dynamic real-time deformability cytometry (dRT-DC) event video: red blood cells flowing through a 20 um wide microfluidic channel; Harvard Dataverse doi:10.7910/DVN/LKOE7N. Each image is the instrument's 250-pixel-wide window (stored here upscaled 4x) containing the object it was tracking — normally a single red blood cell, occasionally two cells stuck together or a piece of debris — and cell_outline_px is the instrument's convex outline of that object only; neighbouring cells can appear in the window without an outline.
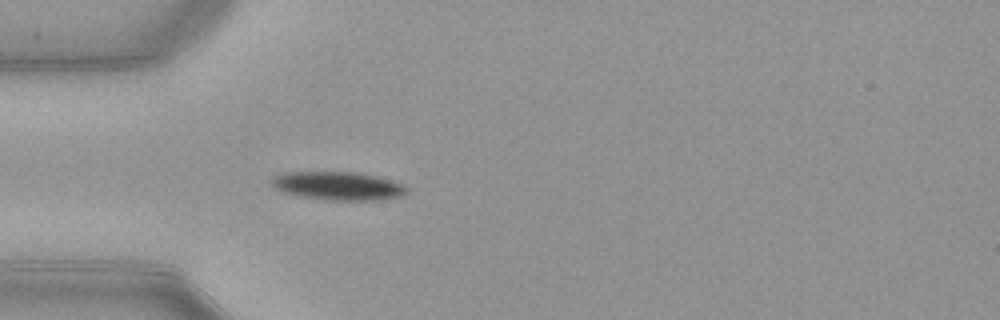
{"species": "common noctule bat (a hibernating species)", "species_latin": "Nyctalus noctula", "temperature_condition": "warm", "stored_images_in_passage": 38, "camera_frame_rate_fps": 3000, "um_per_image_px": 0.085, "animal": {"sex": "female", "body_mass_g": 21.9}, "frame": {"image": 1, "passage_image": 1, "time_ms": 0.0, "image_size_px": [1000, 320], "cell_outline_px": [[408, 192], [404, 196], [380, 200], [324, 200], [300, 196], [284, 192], [268, 184], [268, 180], [272, 176], [284, 172], [356, 172], [376, 176], [404, 184], [408, 188]], "centroid_in_image_um": [28.72, 15.8], "position_along_channel_um": 56.3, "area_um2": 22.72}}
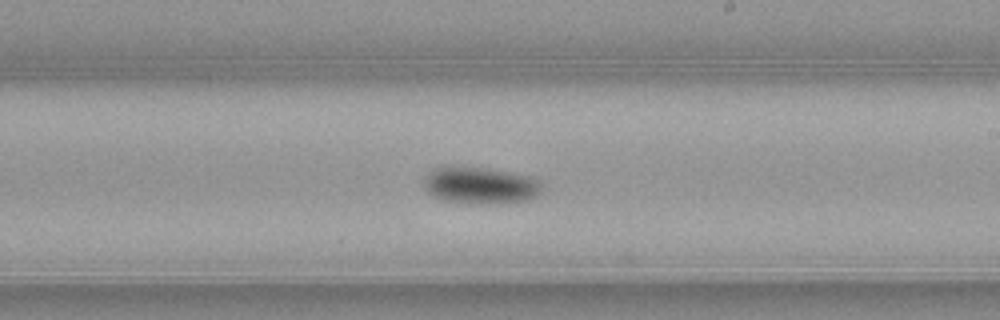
{"frame": {"image": 2, "passage_image": 16, "time_ms": 5.0, "image_size_px": [1000, 320], "cell_outline_px": [[540, 192], [536, 196], [524, 200], [484, 204], [468, 204], [440, 200], [432, 196], [428, 192], [424, 184], [424, 180], [428, 172], [436, 168], [484, 168], [508, 172], [528, 176], [536, 180], [540, 184]], "centroid_in_image_um": [40.77, 15.79], "position_along_channel_um": 248.2, "area_um2": 24.74}}
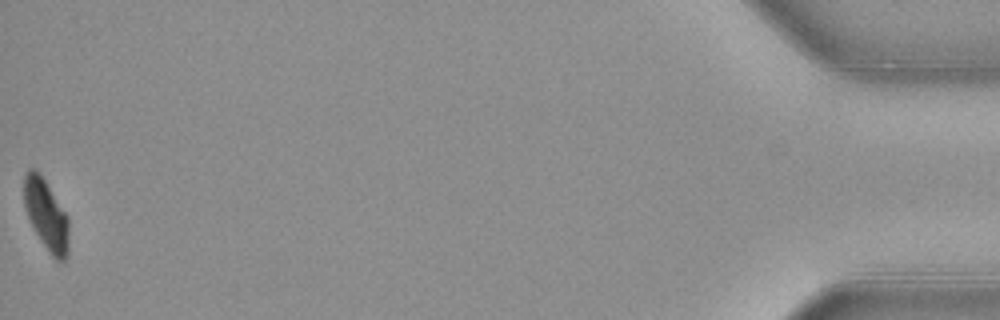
{"frame": {"image": 3, "passage_image": 38, "time_ms": 12.333, "image_size_px": [1000, 320], "cell_outline_px": [[68, 252], [64, 260], [56, 260], [52, 256], [36, 232], [28, 216], [24, 204], [24, 172], [28, 168], [36, 168], [68, 216]], "centroid_in_image_um": [3.92, 18.22], "position_along_channel_um": 431.3, "area_um2": 18.09}, "authors_computed_cell_mechanics": {"area_um2": 23.0333, "velocity_mm_per_s": 3.9214, "shape_relaxation_time_tau1_ms": 2.1008, "shape_relaxation_time_tau2_ms": null, "deformation_change_tau1": 0.1107, "deformation_change_tau2": null}}